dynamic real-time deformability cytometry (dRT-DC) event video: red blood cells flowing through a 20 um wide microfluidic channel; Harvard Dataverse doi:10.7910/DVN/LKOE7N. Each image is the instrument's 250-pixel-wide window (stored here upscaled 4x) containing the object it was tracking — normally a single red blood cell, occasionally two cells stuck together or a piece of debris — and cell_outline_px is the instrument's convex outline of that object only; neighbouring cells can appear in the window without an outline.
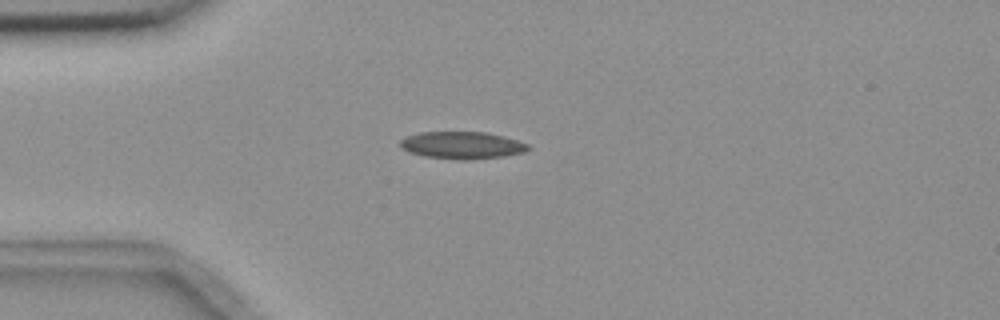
{"species": "common noctule bat (a hibernating species)", "species_latin": "Nyctalus noctula", "temperature_condition": "room temperature", "stored_images_in_passage": 5, "camera_frame_rate_fps": 3000, "um_per_image_px": 0.085, "animal": {"sex": "female", "body_mass_g": 18.4}, "frame": {"image": 1, "passage_image": 3, "time_ms": 2.0, "image_size_px": [1000, 320], "cell_outline_px": [[532, 148], [524, 152], [504, 156], [468, 160], [460, 160], [424, 156], [408, 152], [400, 148], [400, 140], [408, 136], [420, 132], [488, 132], [504, 136], [528, 144]], "centroid_in_image_um": [39.28, 12.35], "position_along_channel_um": 45.7, "area_um2": 20.4}}
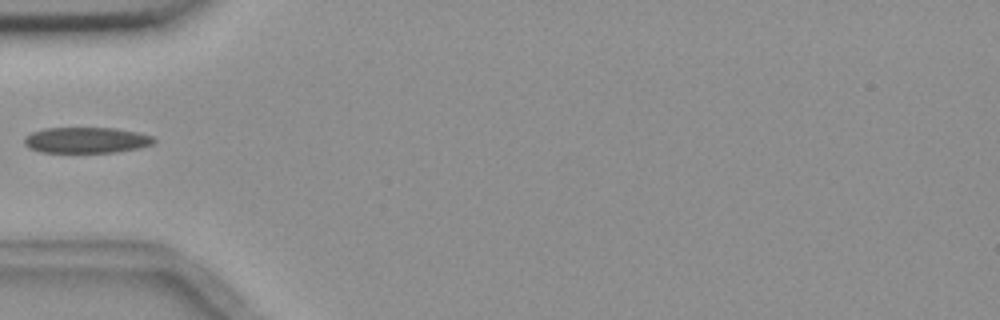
{"frame": {"image": 2, "passage_image": 4, "time_ms": 3.333, "image_size_px": [1000, 320], "cell_outline_px": [[156, 140], [152, 144], [136, 148], [116, 152], [40, 152], [28, 148], [24, 144], [24, 136], [32, 132], [44, 128], [116, 128], [140, 132], [152, 136]], "centroid_in_image_um": [7.31, 11.9], "position_along_channel_um": 77.7, "area_um2": 19.59}}